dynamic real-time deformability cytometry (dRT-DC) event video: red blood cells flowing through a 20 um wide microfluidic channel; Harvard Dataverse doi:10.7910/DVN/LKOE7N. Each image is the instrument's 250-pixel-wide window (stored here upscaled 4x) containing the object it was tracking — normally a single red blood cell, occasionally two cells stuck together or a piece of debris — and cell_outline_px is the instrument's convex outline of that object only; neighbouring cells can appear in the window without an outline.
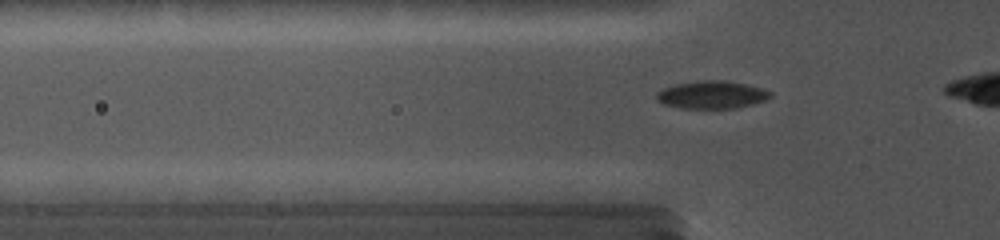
{"species": "common noctule bat (a hibernating species)", "species_latin": "Nyctalus noctula", "temperature_condition": "cold", "stored_images_in_passage": 63, "camera_frame_rate_fps": 5000, "um_per_image_px": 0.085, "animal": {"sex": "female", "body_mass_g": 19.0, "forearm_length_mm": 56.7}, "frame": {"image": 1, "passage_image": 8, "time_ms": 1.6, "image_size_px": [1000, 240], "cell_outline_px": [[772, 96], [764, 100], [752, 104], [736, 108], [680, 108], [664, 104], [656, 100], [656, 92], [664, 88], [676, 84], [696, 80], [724, 80], [744, 84], [760, 88], [772, 92]], "centroid_in_image_um": [60.47, 8.05], "position_along_channel_um": 65.3, "area_um2": 18.32}}
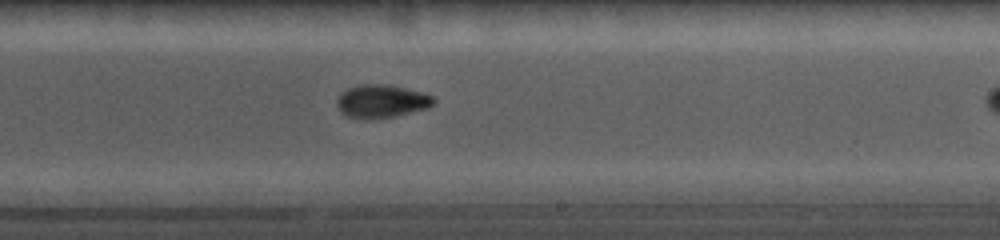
{"frame": {"image": 2, "passage_image": 33, "time_ms": 6.6, "image_size_px": [1000, 240], "cell_outline_px": [[436, 100], [428, 108], [396, 116], [372, 120], [364, 120], [348, 116], [340, 112], [336, 104], [336, 100], [348, 88], [360, 84], [388, 84], [424, 92], [432, 96]], "centroid_in_image_um": [32.43, 8.62], "position_along_channel_um": 256.6, "area_um2": 18.9}}
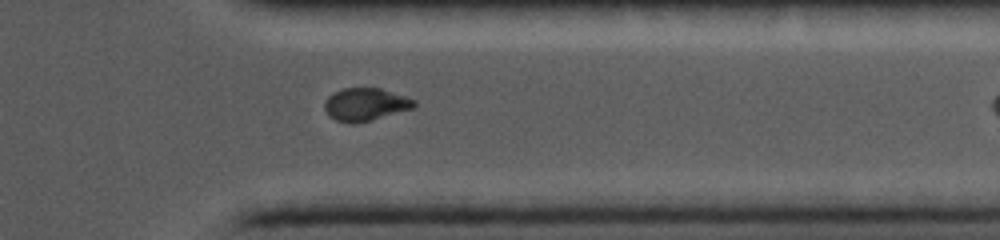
{"frame": {"image": 3, "passage_image": 49, "time_ms": 9.8, "image_size_px": [1000, 240], "cell_outline_px": [[416, 104], [412, 108], [356, 124], [352, 124], [336, 120], [328, 116], [324, 108], [324, 100], [332, 92], [344, 88], [380, 88], [416, 100]], "centroid_in_image_um": [31.0, 8.87], "position_along_channel_um": 380.4, "area_um2": 17.05}}